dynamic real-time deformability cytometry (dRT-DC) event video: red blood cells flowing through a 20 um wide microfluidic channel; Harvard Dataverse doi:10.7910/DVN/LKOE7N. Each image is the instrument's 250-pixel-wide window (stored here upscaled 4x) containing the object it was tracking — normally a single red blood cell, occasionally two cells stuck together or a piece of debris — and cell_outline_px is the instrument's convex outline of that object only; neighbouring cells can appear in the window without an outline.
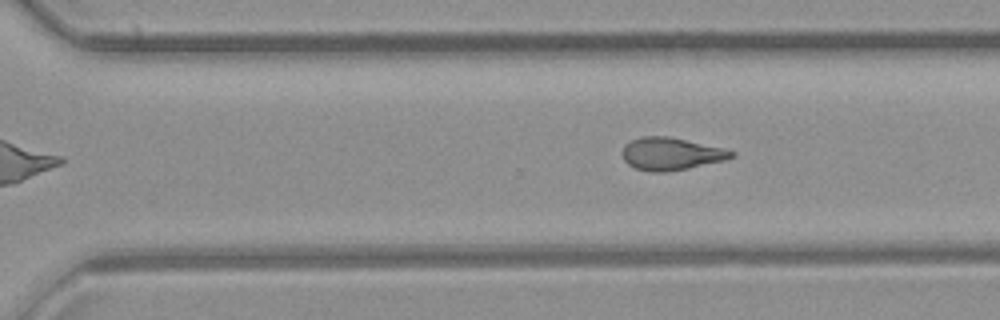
{"species": "common noctule bat (a hibernating species)", "species_latin": "Nyctalus noctula", "temperature_condition": "room temperature", "stored_images_in_passage": 10, "camera_frame_rate_fps": 3000, "um_per_image_px": 0.085, "animal": {"sex": "female", "body_mass_g": 21.9}, "frame": {"image": 1, "passage_image": 10, "time_ms": 11.0, "image_size_px": [1000, 320], "cell_outline_px": [[736, 156], [724, 160], [688, 168], [668, 172], [648, 172], [636, 168], [628, 164], [624, 160], [624, 144], [640, 136], [668, 136], [724, 148], [736, 152]], "centroid_in_image_um": [57.05, 13.07], "position_along_channel_um": 313.5, "area_um2": 20.63}}